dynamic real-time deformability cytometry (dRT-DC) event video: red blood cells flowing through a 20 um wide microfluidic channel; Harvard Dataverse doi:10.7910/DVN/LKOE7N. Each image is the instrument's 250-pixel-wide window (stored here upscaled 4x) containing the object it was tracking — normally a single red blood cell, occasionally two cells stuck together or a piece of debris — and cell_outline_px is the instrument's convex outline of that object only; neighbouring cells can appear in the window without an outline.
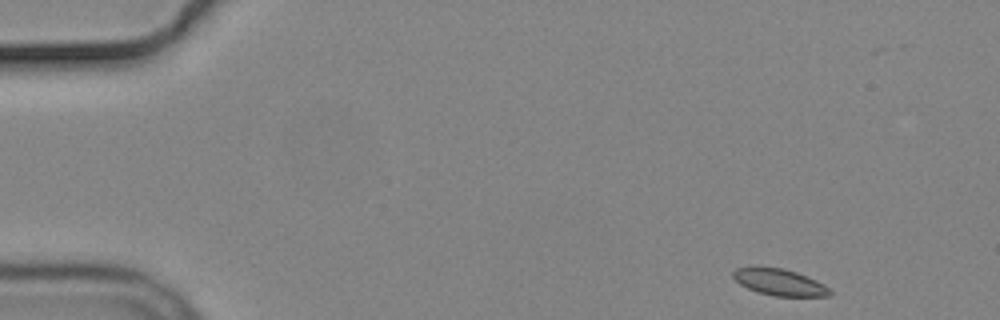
{"species": "common noctule bat (a hibernating species)", "species_latin": "Nyctalus noctula", "temperature_condition": "cold", "stored_images_in_passage": 5, "camera_frame_rate_fps": 3000, "um_per_image_px": 0.085, "animal": {"sex": "male", "body_mass_g": 19.2, "forearm_length_mm": 51.8}, "frame": {"image": 1, "passage_image": 1, "time_ms": 0.0, "image_size_px": [1000, 320], "cell_outline_px": [[832, 296], [772, 296], [748, 288], [740, 284], [732, 276], [732, 272], [736, 268], [784, 268], [796, 272], [816, 280], [824, 284], [832, 292]], "centroid_in_image_um": [66.3, 24.0], "position_along_channel_um": 18.7, "area_um2": 14.68}}
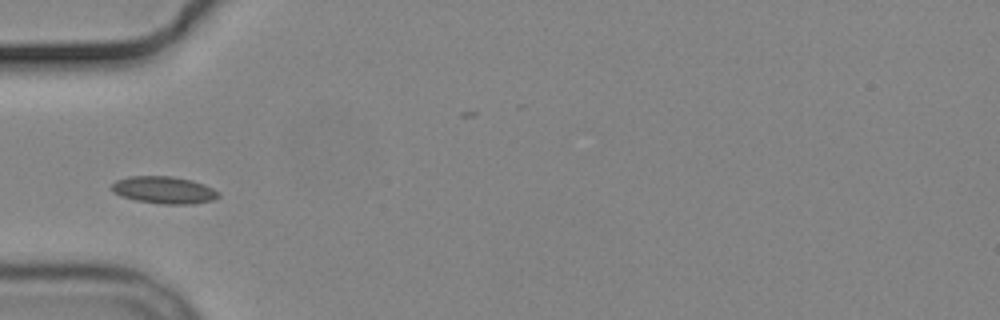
{"frame": {"image": 2, "passage_image": 4, "time_ms": 4.333, "image_size_px": [1000, 320], "cell_outline_px": [[220, 196], [212, 200], [192, 204], [164, 204], [136, 200], [120, 196], [112, 192], [108, 188], [116, 180], [128, 176], [172, 176], [192, 180], [204, 184], [220, 192]], "centroid_in_image_um": [13.9, 16.14], "position_along_channel_um": 71.1, "area_um2": 17.11}}